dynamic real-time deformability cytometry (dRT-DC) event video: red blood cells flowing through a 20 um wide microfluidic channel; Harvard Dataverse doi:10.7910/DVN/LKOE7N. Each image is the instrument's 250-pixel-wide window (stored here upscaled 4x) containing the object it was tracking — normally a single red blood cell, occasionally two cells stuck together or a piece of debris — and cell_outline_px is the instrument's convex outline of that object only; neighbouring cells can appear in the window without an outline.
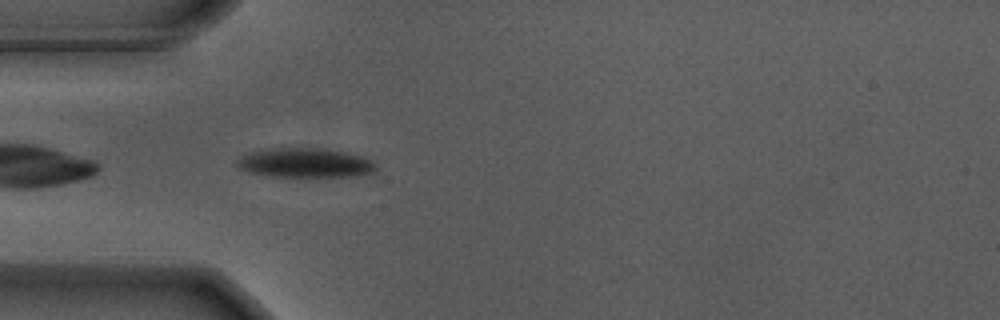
{"species": "Egyptian fruit bat (a non-hibernating species)", "species_latin": "Rousettus aegyptiacus", "temperature_condition": "warm", "stored_images_in_passage": 24, "camera_frame_rate_fps": 3000, "um_per_image_px": 0.085, "animal": {"sex": "male"}, "frame": {"image": 1, "passage_image": 1, "time_ms": 0.0, "image_size_px": [1000, 320], "cell_outline_px": [[376, 172], [360, 176], [300, 180], [272, 176], [248, 172], [240, 168], [236, 164], [236, 160], [240, 156], [252, 152], [268, 148], [316, 148], [344, 152], [360, 156], [372, 160], [376, 164]], "centroid_in_image_um": [25.97, 13.91], "position_along_channel_um": 59.0, "area_um2": 24.97}}
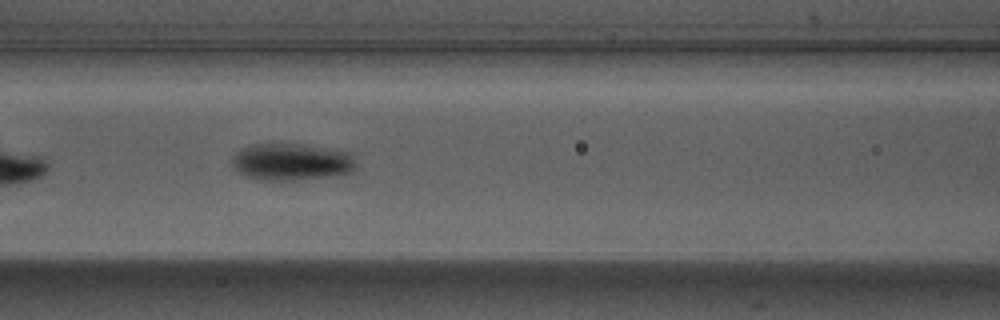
{"frame": {"image": 2, "passage_image": 8, "time_ms": 2.333, "image_size_px": [1000, 320], "cell_outline_px": [[356, 172], [328, 176], [296, 180], [260, 180], [244, 176], [236, 172], [232, 164], [232, 156], [240, 148], [252, 144], [272, 140], [300, 144], [352, 152], [356, 164]], "centroid_in_image_um": [24.73, 13.72], "position_along_channel_um": 141.9, "area_um2": 27.8}}
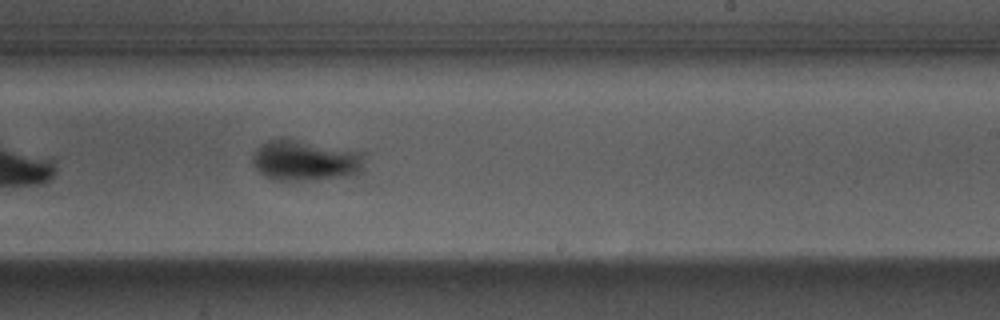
{"frame": {"image": 3, "passage_image": 18, "time_ms": 5.667, "image_size_px": [1000, 320], "cell_outline_px": [[364, 172], [348, 176], [316, 180], [272, 180], [264, 176], [252, 164], [252, 156], [256, 148], [260, 144], [268, 140], [288, 140], [364, 152]], "centroid_in_image_um": [25.96, 13.69], "position_along_channel_um": 263.0, "area_um2": 26.3}}